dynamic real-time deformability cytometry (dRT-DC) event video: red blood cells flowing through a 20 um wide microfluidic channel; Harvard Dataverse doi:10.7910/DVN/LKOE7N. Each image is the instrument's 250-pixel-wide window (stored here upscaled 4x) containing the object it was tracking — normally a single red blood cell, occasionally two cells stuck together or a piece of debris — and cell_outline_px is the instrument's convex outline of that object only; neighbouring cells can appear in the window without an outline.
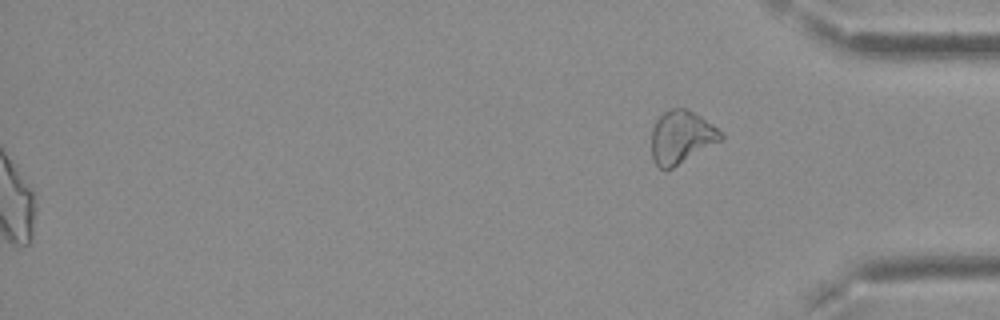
{"species": "Egyptian fruit bat (a non-hibernating species)", "species_latin": "Rousettus aegyptiacus", "temperature_condition": "cold", "stored_images_in_passage": 54, "segment_of_instrument_passage": [2, 2], "camera_frame_rate_fps": 3000, "um_per_image_px": 0.085, "frame": {"image": 1, "passage_image": 54, "time_ms": 17.667, "image_size_px": [1000, 320], "cell_outline_px": [[724, 136], [720, 140], [672, 168], [664, 172], [656, 164], [652, 156], [652, 128], [656, 120], [664, 112], [672, 108], [684, 108], [700, 116], [716, 128]], "centroid_in_image_um": [57.86, 11.66], "position_along_channel_um": 377.3, "area_um2": 20.87}}